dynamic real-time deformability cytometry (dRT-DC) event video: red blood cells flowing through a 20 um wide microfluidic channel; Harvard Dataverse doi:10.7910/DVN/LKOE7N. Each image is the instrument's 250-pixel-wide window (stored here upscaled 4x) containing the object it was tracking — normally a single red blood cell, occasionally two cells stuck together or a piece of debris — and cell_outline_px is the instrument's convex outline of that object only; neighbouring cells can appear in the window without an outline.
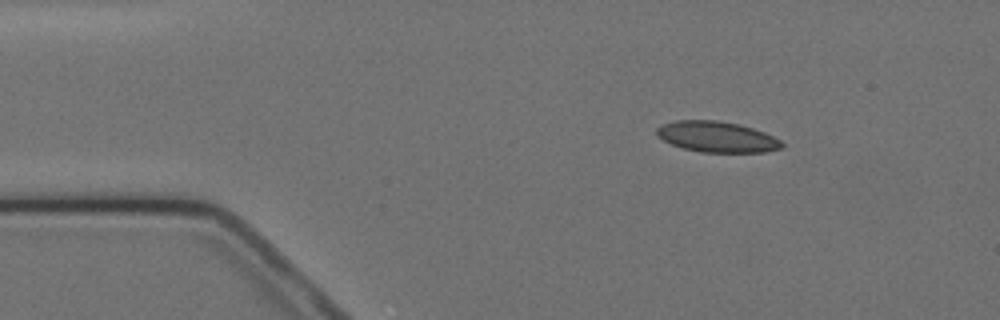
{"species": "Egyptian fruit bat (a non-hibernating species)", "species_latin": "Rousettus aegyptiacus", "temperature_condition": "cold", "stored_images_in_passage": 4, "segment_of_instrument_passage": [1, 2], "camera_frame_rate_fps": 3000, "um_per_image_px": 0.085, "animal": {"sex": "female"}, "frame": {"image": 1, "passage_image": 2, "time_ms": 1.333, "image_size_px": [1000, 320], "cell_outline_px": [[784, 148], [764, 152], [700, 152], [684, 148], [672, 144], [656, 136], [656, 128], [664, 124], [676, 120], [716, 120], [736, 124], [752, 128], [764, 132], [780, 140], [784, 144]], "centroid_in_image_um": [60.94, 11.63], "position_along_channel_um": 24.1, "area_um2": 22.31}}